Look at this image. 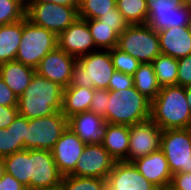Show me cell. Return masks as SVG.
I'll return each mask as SVG.
<instances>
[{
    "instance_id": "cell-1",
    "label": "cell",
    "mask_w": 191,
    "mask_h": 190,
    "mask_svg": "<svg viewBox=\"0 0 191 190\" xmlns=\"http://www.w3.org/2000/svg\"><path fill=\"white\" fill-rule=\"evenodd\" d=\"M63 90L59 84L35 73L29 86L18 98L19 115L30 120L61 111Z\"/></svg>"
},
{
    "instance_id": "cell-2",
    "label": "cell",
    "mask_w": 191,
    "mask_h": 190,
    "mask_svg": "<svg viewBox=\"0 0 191 190\" xmlns=\"http://www.w3.org/2000/svg\"><path fill=\"white\" fill-rule=\"evenodd\" d=\"M151 119L162 129L191 128V112L185 87L164 86L151 102Z\"/></svg>"
},
{
    "instance_id": "cell-3",
    "label": "cell",
    "mask_w": 191,
    "mask_h": 190,
    "mask_svg": "<svg viewBox=\"0 0 191 190\" xmlns=\"http://www.w3.org/2000/svg\"><path fill=\"white\" fill-rule=\"evenodd\" d=\"M151 118V101L135 87L109 91L107 123L134 125Z\"/></svg>"
},
{
    "instance_id": "cell-4",
    "label": "cell",
    "mask_w": 191,
    "mask_h": 190,
    "mask_svg": "<svg viewBox=\"0 0 191 190\" xmlns=\"http://www.w3.org/2000/svg\"><path fill=\"white\" fill-rule=\"evenodd\" d=\"M115 71L110 50H97L77 59L69 86L108 89Z\"/></svg>"
},
{
    "instance_id": "cell-5",
    "label": "cell",
    "mask_w": 191,
    "mask_h": 190,
    "mask_svg": "<svg viewBox=\"0 0 191 190\" xmlns=\"http://www.w3.org/2000/svg\"><path fill=\"white\" fill-rule=\"evenodd\" d=\"M57 46L58 38L54 32L35 25L25 17L21 43L15 60L36 68L41 60Z\"/></svg>"
},
{
    "instance_id": "cell-6",
    "label": "cell",
    "mask_w": 191,
    "mask_h": 190,
    "mask_svg": "<svg viewBox=\"0 0 191 190\" xmlns=\"http://www.w3.org/2000/svg\"><path fill=\"white\" fill-rule=\"evenodd\" d=\"M117 47L140 63H152L161 54L158 34L147 24L129 25L119 35Z\"/></svg>"
},
{
    "instance_id": "cell-7",
    "label": "cell",
    "mask_w": 191,
    "mask_h": 190,
    "mask_svg": "<svg viewBox=\"0 0 191 190\" xmlns=\"http://www.w3.org/2000/svg\"><path fill=\"white\" fill-rule=\"evenodd\" d=\"M146 24L156 32L190 25L191 4L186 0H146Z\"/></svg>"
},
{
    "instance_id": "cell-8",
    "label": "cell",
    "mask_w": 191,
    "mask_h": 190,
    "mask_svg": "<svg viewBox=\"0 0 191 190\" xmlns=\"http://www.w3.org/2000/svg\"><path fill=\"white\" fill-rule=\"evenodd\" d=\"M68 127V119L61 111L28 120L26 137H24V149H42L51 151Z\"/></svg>"
},
{
    "instance_id": "cell-9",
    "label": "cell",
    "mask_w": 191,
    "mask_h": 190,
    "mask_svg": "<svg viewBox=\"0 0 191 190\" xmlns=\"http://www.w3.org/2000/svg\"><path fill=\"white\" fill-rule=\"evenodd\" d=\"M79 7L56 3H26V17L35 25L54 32L57 36L78 18Z\"/></svg>"
},
{
    "instance_id": "cell-10",
    "label": "cell",
    "mask_w": 191,
    "mask_h": 190,
    "mask_svg": "<svg viewBox=\"0 0 191 190\" xmlns=\"http://www.w3.org/2000/svg\"><path fill=\"white\" fill-rule=\"evenodd\" d=\"M160 149L172 174L191 172V128L163 130Z\"/></svg>"
},
{
    "instance_id": "cell-11",
    "label": "cell",
    "mask_w": 191,
    "mask_h": 190,
    "mask_svg": "<svg viewBox=\"0 0 191 190\" xmlns=\"http://www.w3.org/2000/svg\"><path fill=\"white\" fill-rule=\"evenodd\" d=\"M30 190L48 189L61 186L62 175L51 151L29 149Z\"/></svg>"
},
{
    "instance_id": "cell-12",
    "label": "cell",
    "mask_w": 191,
    "mask_h": 190,
    "mask_svg": "<svg viewBox=\"0 0 191 190\" xmlns=\"http://www.w3.org/2000/svg\"><path fill=\"white\" fill-rule=\"evenodd\" d=\"M162 129L150 118L129 126L127 162L147 156L160 149Z\"/></svg>"
},
{
    "instance_id": "cell-13",
    "label": "cell",
    "mask_w": 191,
    "mask_h": 190,
    "mask_svg": "<svg viewBox=\"0 0 191 190\" xmlns=\"http://www.w3.org/2000/svg\"><path fill=\"white\" fill-rule=\"evenodd\" d=\"M115 162L102 144H86L70 175L107 179Z\"/></svg>"
},
{
    "instance_id": "cell-14",
    "label": "cell",
    "mask_w": 191,
    "mask_h": 190,
    "mask_svg": "<svg viewBox=\"0 0 191 190\" xmlns=\"http://www.w3.org/2000/svg\"><path fill=\"white\" fill-rule=\"evenodd\" d=\"M77 58L69 55L58 46L50 51L35 68L40 76L66 88L69 86L73 67Z\"/></svg>"
},
{
    "instance_id": "cell-15",
    "label": "cell",
    "mask_w": 191,
    "mask_h": 190,
    "mask_svg": "<svg viewBox=\"0 0 191 190\" xmlns=\"http://www.w3.org/2000/svg\"><path fill=\"white\" fill-rule=\"evenodd\" d=\"M86 143L68 126L51 150L62 176L70 175L84 151Z\"/></svg>"
},
{
    "instance_id": "cell-16",
    "label": "cell",
    "mask_w": 191,
    "mask_h": 190,
    "mask_svg": "<svg viewBox=\"0 0 191 190\" xmlns=\"http://www.w3.org/2000/svg\"><path fill=\"white\" fill-rule=\"evenodd\" d=\"M57 38L58 47L77 59L98 50L95 47L86 20L79 17Z\"/></svg>"
},
{
    "instance_id": "cell-17",
    "label": "cell",
    "mask_w": 191,
    "mask_h": 190,
    "mask_svg": "<svg viewBox=\"0 0 191 190\" xmlns=\"http://www.w3.org/2000/svg\"><path fill=\"white\" fill-rule=\"evenodd\" d=\"M107 190H158L133 163L115 162L107 178Z\"/></svg>"
},
{
    "instance_id": "cell-18",
    "label": "cell",
    "mask_w": 191,
    "mask_h": 190,
    "mask_svg": "<svg viewBox=\"0 0 191 190\" xmlns=\"http://www.w3.org/2000/svg\"><path fill=\"white\" fill-rule=\"evenodd\" d=\"M138 171L158 189L170 186L172 173L161 149L132 162Z\"/></svg>"
},
{
    "instance_id": "cell-19",
    "label": "cell",
    "mask_w": 191,
    "mask_h": 190,
    "mask_svg": "<svg viewBox=\"0 0 191 190\" xmlns=\"http://www.w3.org/2000/svg\"><path fill=\"white\" fill-rule=\"evenodd\" d=\"M161 54L180 59L191 55V32L189 26L174 27L157 32Z\"/></svg>"
},
{
    "instance_id": "cell-20",
    "label": "cell",
    "mask_w": 191,
    "mask_h": 190,
    "mask_svg": "<svg viewBox=\"0 0 191 190\" xmlns=\"http://www.w3.org/2000/svg\"><path fill=\"white\" fill-rule=\"evenodd\" d=\"M105 119L92 112L75 114L68 119V126L86 144H102Z\"/></svg>"
},
{
    "instance_id": "cell-21",
    "label": "cell",
    "mask_w": 191,
    "mask_h": 190,
    "mask_svg": "<svg viewBox=\"0 0 191 190\" xmlns=\"http://www.w3.org/2000/svg\"><path fill=\"white\" fill-rule=\"evenodd\" d=\"M102 146L116 162H127L129 150V126L105 123Z\"/></svg>"
},
{
    "instance_id": "cell-22",
    "label": "cell",
    "mask_w": 191,
    "mask_h": 190,
    "mask_svg": "<svg viewBox=\"0 0 191 190\" xmlns=\"http://www.w3.org/2000/svg\"><path fill=\"white\" fill-rule=\"evenodd\" d=\"M35 73V68L16 60L0 64V77L18 98L29 86Z\"/></svg>"
},
{
    "instance_id": "cell-23",
    "label": "cell",
    "mask_w": 191,
    "mask_h": 190,
    "mask_svg": "<svg viewBox=\"0 0 191 190\" xmlns=\"http://www.w3.org/2000/svg\"><path fill=\"white\" fill-rule=\"evenodd\" d=\"M94 89L68 86L63 90L62 114L69 119L75 114L88 112Z\"/></svg>"
},
{
    "instance_id": "cell-24",
    "label": "cell",
    "mask_w": 191,
    "mask_h": 190,
    "mask_svg": "<svg viewBox=\"0 0 191 190\" xmlns=\"http://www.w3.org/2000/svg\"><path fill=\"white\" fill-rule=\"evenodd\" d=\"M23 19L0 25V64L14 61L21 43Z\"/></svg>"
},
{
    "instance_id": "cell-25",
    "label": "cell",
    "mask_w": 191,
    "mask_h": 190,
    "mask_svg": "<svg viewBox=\"0 0 191 190\" xmlns=\"http://www.w3.org/2000/svg\"><path fill=\"white\" fill-rule=\"evenodd\" d=\"M135 89L151 102L161 90L152 63H141L133 75Z\"/></svg>"
},
{
    "instance_id": "cell-26",
    "label": "cell",
    "mask_w": 191,
    "mask_h": 190,
    "mask_svg": "<svg viewBox=\"0 0 191 190\" xmlns=\"http://www.w3.org/2000/svg\"><path fill=\"white\" fill-rule=\"evenodd\" d=\"M3 160L6 172L30 190L29 149L15 152L4 157Z\"/></svg>"
},
{
    "instance_id": "cell-27",
    "label": "cell",
    "mask_w": 191,
    "mask_h": 190,
    "mask_svg": "<svg viewBox=\"0 0 191 190\" xmlns=\"http://www.w3.org/2000/svg\"><path fill=\"white\" fill-rule=\"evenodd\" d=\"M87 22L95 47L98 50H111L118 46L119 35L114 26H107L98 19H84Z\"/></svg>"
},
{
    "instance_id": "cell-28",
    "label": "cell",
    "mask_w": 191,
    "mask_h": 190,
    "mask_svg": "<svg viewBox=\"0 0 191 190\" xmlns=\"http://www.w3.org/2000/svg\"><path fill=\"white\" fill-rule=\"evenodd\" d=\"M152 65L161 87L177 85L178 59L159 54Z\"/></svg>"
},
{
    "instance_id": "cell-29",
    "label": "cell",
    "mask_w": 191,
    "mask_h": 190,
    "mask_svg": "<svg viewBox=\"0 0 191 190\" xmlns=\"http://www.w3.org/2000/svg\"><path fill=\"white\" fill-rule=\"evenodd\" d=\"M116 7L129 25L146 24L148 17L146 0H116Z\"/></svg>"
},
{
    "instance_id": "cell-30",
    "label": "cell",
    "mask_w": 191,
    "mask_h": 190,
    "mask_svg": "<svg viewBox=\"0 0 191 190\" xmlns=\"http://www.w3.org/2000/svg\"><path fill=\"white\" fill-rule=\"evenodd\" d=\"M117 10L116 0H84L78 8L81 19H98L103 14L114 13Z\"/></svg>"
},
{
    "instance_id": "cell-31",
    "label": "cell",
    "mask_w": 191,
    "mask_h": 190,
    "mask_svg": "<svg viewBox=\"0 0 191 190\" xmlns=\"http://www.w3.org/2000/svg\"><path fill=\"white\" fill-rule=\"evenodd\" d=\"M62 190H107V179L67 175L62 177Z\"/></svg>"
},
{
    "instance_id": "cell-32",
    "label": "cell",
    "mask_w": 191,
    "mask_h": 190,
    "mask_svg": "<svg viewBox=\"0 0 191 190\" xmlns=\"http://www.w3.org/2000/svg\"><path fill=\"white\" fill-rule=\"evenodd\" d=\"M26 17V0H0V25L20 21Z\"/></svg>"
},
{
    "instance_id": "cell-33",
    "label": "cell",
    "mask_w": 191,
    "mask_h": 190,
    "mask_svg": "<svg viewBox=\"0 0 191 190\" xmlns=\"http://www.w3.org/2000/svg\"><path fill=\"white\" fill-rule=\"evenodd\" d=\"M113 66L116 71L133 76L141 64L137 59L118 47L110 50Z\"/></svg>"
},
{
    "instance_id": "cell-34",
    "label": "cell",
    "mask_w": 191,
    "mask_h": 190,
    "mask_svg": "<svg viewBox=\"0 0 191 190\" xmlns=\"http://www.w3.org/2000/svg\"><path fill=\"white\" fill-rule=\"evenodd\" d=\"M25 150L21 141H17L13 134V126L0 128V158Z\"/></svg>"
},
{
    "instance_id": "cell-35",
    "label": "cell",
    "mask_w": 191,
    "mask_h": 190,
    "mask_svg": "<svg viewBox=\"0 0 191 190\" xmlns=\"http://www.w3.org/2000/svg\"><path fill=\"white\" fill-rule=\"evenodd\" d=\"M108 89H94L93 99L91 101L89 112L103 117L107 123V110H108Z\"/></svg>"
},
{
    "instance_id": "cell-36",
    "label": "cell",
    "mask_w": 191,
    "mask_h": 190,
    "mask_svg": "<svg viewBox=\"0 0 191 190\" xmlns=\"http://www.w3.org/2000/svg\"><path fill=\"white\" fill-rule=\"evenodd\" d=\"M99 21L103 22L107 26H114V31L120 35L129 26L123 15L118 11L114 13L103 14L98 18Z\"/></svg>"
},
{
    "instance_id": "cell-37",
    "label": "cell",
    "mask_w": 191,
    "mask_h": 190,
    "mask_svg": "<svg viewBox=\"0 0 191 190\" xmlns=\"http://www.w3.org/2000/svg\"><path fill=\"white\" fill-rule=\"evenodd\" d=\"M177 85L191 86V55L178 59Z\"/></svg>"
},
{
    "instance_id": "cell-38",
    "label": "cell",
    "mask_w": 191,
    "mask_h": 190,
    "mask_svg": "<svg viewBox=\"0 0 191 190\" xmlns=\"http://www.w3.org/2000/svg\"><path fill=\"white\" fill-rule=\"evenodd\" d=\"M134 87L133 76L115 71L109 82V91H120Z\"/></svg>"
},
{
    "instance_id": "cell-39",
    "label": "cell",
    "mask_w": 191,
    "mask_h": 190,
    "mask_svg": "<svg viewBox=\"0 0 191 190\" xmlns=\"http://www.w3.org/2000/svg\"><path fill=\"white\" fill-rule=\"evenodd\" d=\"M0 105L6 107H18V97L6 85V83L1 77H0Z\"/></svg>"
},
{
    "instance_id": "cell-40",
    "label": "cell",
    "mask_w": 191,
    "mask_h": 190,
    "mask_svg": "<svg viewBox=\"0 0 191 190\" xmlns=\"http://www.w3.org/2000/svg\"><path fill=\"white\" fill-rule=\"evenodd\" d=\"M170 187L174 190H191V172L173 174Z\"/></svg>"
},
{
    "instance_id": "cell-41",
    "label": "cell",
    "mask_w": 191,
    "mask_h": 190,
    "mask_svg": "<svg viewBox=\"0 0 191 190\" xmlns=\"http://www.w3.org/2000/svg\"><path fill=\"white\" fill-rule=\"evenodd\" d=\"M9 126H13V134L15 135L17 141H21L24 145V137H26L28 119L18 114Z\"/></svg>"
},
{
    "instance_id": "cell-42",
    "label": "cell",
    "mask_w": 191,
    "mask_h": 190,
    "mask_svg": "<svg viewBox=\"0 0 191 190\" xmlns=\"http://www.w3.org/2000/svg\"><path fill=\"white\" fill-rule=\"evenodd\" d=\"M18 114V107H6L0 105V128H7Z\"/></svg>"
},
{
    "instance_id": "cell-43",
    "label": "cell",
    "mask_w": 191,
    "mask_h": 190,
    "mask_svg": "<svg viewBox=\"0 0 191 190\" xmlns=\"http://www.w3.org/2000/svg\"><path fill=\"white\" fill-rule=\"evenodd\" d=\"M0 190H27V188L6 172L0 179Z\"/></svg>"
},
{
    "instance_id": "cell-44",
    "label": "cell",
    "mask_w": 191,
    "mask_h": 190,
    "mask_svg": "<svg viewBox=\"0 0 191 190\" xmlns=\"http://www.w3.org/2000/svg\"><path fill=\"white\" fill-rule=\"evenodd\" d=\"M56 3L66 7H79L77 0H26V3Z\"/></svg>"
},
{
    "instance_id": "cell-45",
    "label": "cell",
    "mask_w": 191,
    "mask_h": 190,
    "mask_svg": "<svg viewBox=\"0 0 191 190\" xmlns=\"http://www.w3.org/2000/svg\"><path fill=\"white\" fill-rule=\"evenodd\" d=\"M185 95H186V99L188 101V106L191 112V86H187L185 87Z\"/></svg>"
},
{
    "instance_id": "cell-46",
    "label": "cell",
    "mask_w": 191,
    "mask_h": 190,
    "mask_svg": "<svg viewBox=\"0 0 191 190\" xmlns=\"http://www.w3.org/2000/svg\"><path fill=\"white\" fill-rule=\"evenodd\" d=\"M5 173L6 170H5L4 160L3 158H0V179L4 176Z\"/></svg>"
},
{
    "instance_id": "cell-47",
    "label": "cell",
    "mask_w": 191,
    "mask_h": 190,
    "mask_svg": "<svg viewBox=\"0 0 191 190\" xmlns=\"http://www.w3.org/2000/svg\"><path fill=\"white\" fill-rule=\"evenodd\" d=\"M37 190H62V187H61V186H57V187H54V188H48V189H37Z\"/></svg>"
},
{
    "instance_id": "cell-48",
    "label": "cell",
    "mask_w": 191,
    "mask_h": 190,
    "mask_svg": "<svg viewBox=\"0 0 191 190\" xmlns=\"http://www.w3.org/2000/svg\"><path fill=\"white\" fill-rule=\"evenodd\" d=\"M158 190H174V189L170 186H166V187H164L162 189H158Z\"/></svg>"
},
{
    "instance_id": "cell-49",
    "label": "cell",
    "mask_w": 191,
    "mask_h": 190,
    "mask_svg": "<svg viewBox=\"0 0 191 190\" xmlns=\"http://www.w3.org/2000/svg\"><path fill=\"white\" fill-rule=\"evenodd\" d=\"M78 4L80 5L84 0H77Z\"/></svg>"
}]
</instances>
